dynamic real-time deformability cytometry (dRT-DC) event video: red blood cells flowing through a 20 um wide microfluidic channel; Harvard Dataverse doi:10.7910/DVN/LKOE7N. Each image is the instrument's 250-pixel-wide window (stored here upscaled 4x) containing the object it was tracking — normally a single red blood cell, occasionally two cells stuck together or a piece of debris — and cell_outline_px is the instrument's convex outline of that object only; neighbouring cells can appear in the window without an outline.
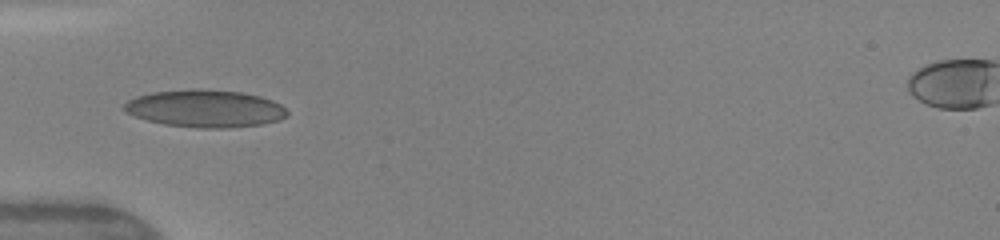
{"species": "human", "species_latin": "Homo sapiens", "temperature_condition": "warm", "stored_images_in_passage": 33, "camera_frame_rate_fps": 3000, "um_per_image_px": 0.085, "donor": {"sex": "female"}, "frame": {"image": 1, "passage_image": 1, "time_ms": 0.0, "image_size_px": [1000, 240], "cell_outline_px": [[288, 116], [280, 120], [260, 124], [228, 128], [196, 128], [164, 124], [148, 120], [136, 116], [128, 112], [124, 108], [124, 104], [128, 100], [136, 96], [152, 92], [192, 88], [200, 88], [240, 92], [260, 96], [272, 100], [280, 104], [288, 112]], "centroid_in_image_um": [17.46, 9.22], "position_along_channel_um": 67.5, "area_um2": 35.6}}
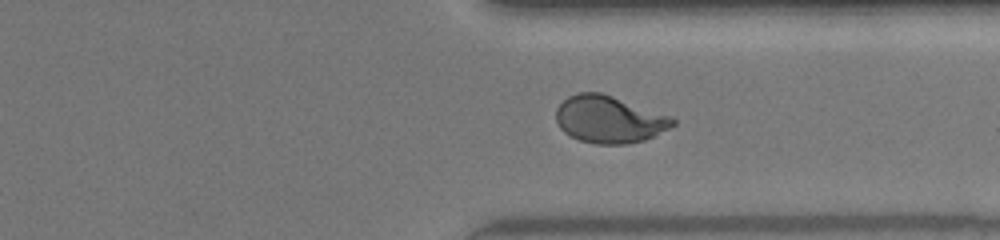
{"frame": {"image": 2, "passage_image": 22, "time_ms": 7.0, "image_size_px": [1000, 240], "cell_outline_px": [[676, 124], [644, 140], [628, 144], [596, 144], [580, 140], [564, 132], [560, 128], [556, 120], [556, 108], [568, 96], [580, 92], [600, 92], [672, 116], [676, 120]], "centroid_in_image_um": [51.77, 10.14], "position_along_channel_um": 359.6, "area_um2": 31.91}}
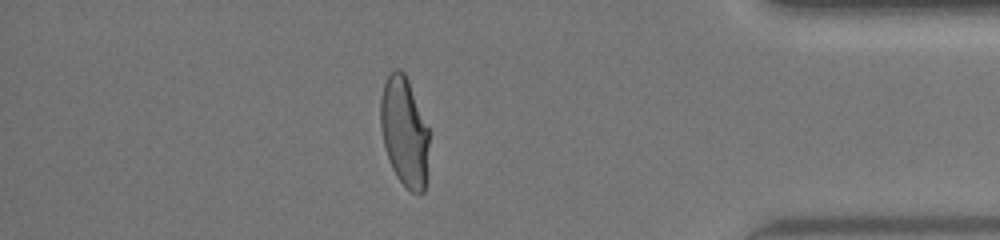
{"frame": {"image": 3, "passage_image": 27, "time_ms": 8.667, "image_size_px": [1000, 240], "cell_outline_px": [[428, 176], [424, 192], [420, 196], [412, 192], [396, 176], [388, 160], [384, 144], [380, 124], [380, 100], [384, 84], [388, 76], [396, 68], [400, 68], [404, 72], [408, 80], [428, 128]], "centroid_in_image_um": [34.38, 11.25], "position_along_channel_um": 400.8, "area_um2": 31.04}, "authors_computed_cell_mechanics": {"area_um2": 31.9634, "velocity_mm_per_s": 4.186, "shape_relaxation_time_tau1_ms": 5.3042, "shape_relaxation_time_tau2_ms": null, "deformation_change_tau1": 0.2165, "deformation_change_tau2": null}}